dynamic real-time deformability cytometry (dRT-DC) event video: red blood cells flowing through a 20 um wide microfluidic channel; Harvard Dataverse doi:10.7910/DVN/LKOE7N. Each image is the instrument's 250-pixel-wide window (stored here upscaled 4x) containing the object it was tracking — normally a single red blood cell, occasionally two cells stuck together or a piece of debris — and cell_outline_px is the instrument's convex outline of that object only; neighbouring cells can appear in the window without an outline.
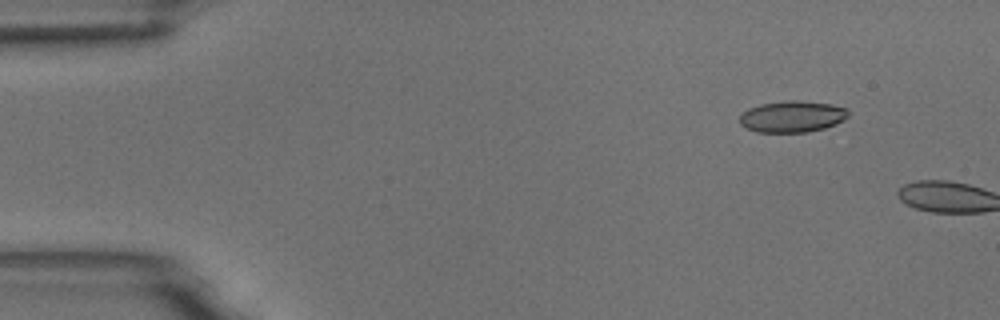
{"species": "common noctule bat (a hibernating species)", "species_latin": "Nyctalus noctula", "temperature_condition": "room temperature", "stored_images_in_passage": 3, "camera_frame_rate_fps": 3000, "um_per_image_px": 0.085, "animal": {"sex": "male", "body_mass_g": 18.8}, "frame": {"image": 1, "passage_image": 1, "time_ms": 0.0, "image_size_px": [1000, 320], "cell_outline_px": [[848, 116], [844, 120], [836, 124], [824, 128], [808, 132], [756, 132], [740, 124], [740, 116], [748, 108], [760, 104], [784, 100], [796, 100], [832, 104], [848, 108]], "centroid_in_image_um": [67.36, 9.9], "position_along_channel_um": 17.6, "area_um2": 20.0}}